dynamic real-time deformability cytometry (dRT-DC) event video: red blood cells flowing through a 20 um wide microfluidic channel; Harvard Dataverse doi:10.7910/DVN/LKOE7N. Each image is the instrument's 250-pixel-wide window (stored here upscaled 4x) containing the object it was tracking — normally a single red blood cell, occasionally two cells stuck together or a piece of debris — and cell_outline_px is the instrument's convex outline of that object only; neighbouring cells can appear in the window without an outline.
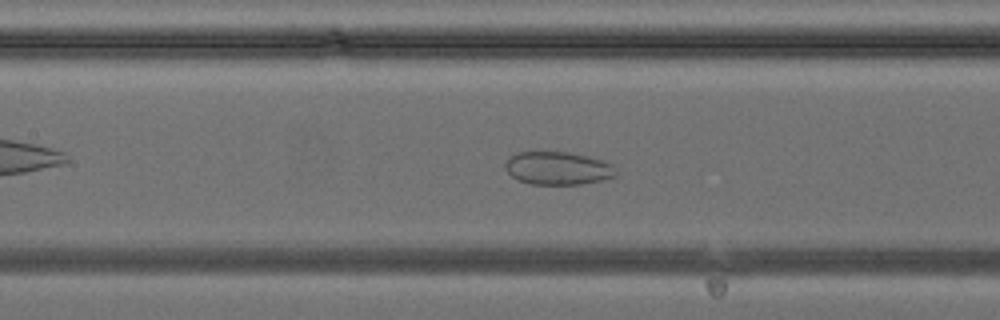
{"species": "common noctule bat (a hibernating species)", "species_latin": "Nyctalus noctula", "temperature_condition": "cold", "stored_images_in_passage": 40, "camera_frame_rate_fps": 3000, "um_per_image_px": 0.085, "animal": {"sex": "female", "body_mass_g": 24.6, "forearm_length_mm": 56.2}, "frame": {"image": 1, "passage_image": 18, "time_ms": 5.667, "image_size_px": [1000, 320], "cell_outline_px": [[616, 176], [600, 180], [580, 184], [532, 184], [520, 180], [512, 176], [504, 168], [504, 164], [508, 156], [516, 152], [536, 148], [568, 152], [588, 156], [604, 160], [612, 164], [616, 172]], "centroid_in_image_um": [47.34, 14.23], "position_along_channel_um": 160.1, "area_um2": 22.08}}